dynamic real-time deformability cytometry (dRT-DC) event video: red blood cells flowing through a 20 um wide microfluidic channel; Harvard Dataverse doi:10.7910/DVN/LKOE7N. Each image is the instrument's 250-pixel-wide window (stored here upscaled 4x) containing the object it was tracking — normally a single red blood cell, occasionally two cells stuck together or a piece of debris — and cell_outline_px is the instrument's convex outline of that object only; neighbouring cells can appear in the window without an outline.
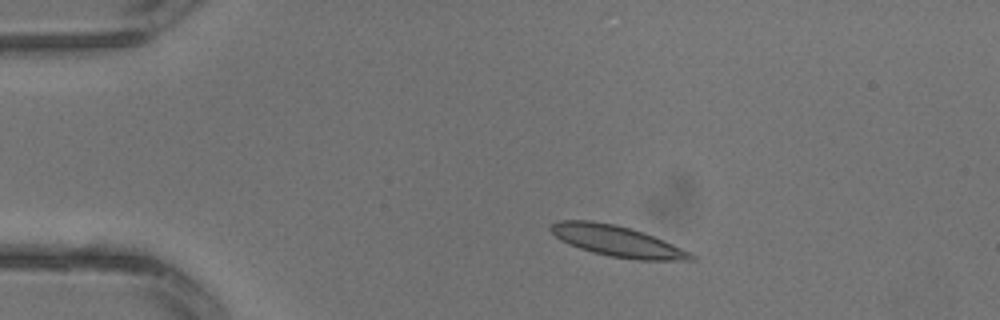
{"species": "common noctule bat (a hibernating species)", "species_latin": "Nyctalus noctula", "temperature_condition": "warm", "stored_images_in_passage": 4, "camera_frame_rate_fps": 3000, "um_per_image_px": 0.085, "animal": {"sex": "male", "body_mass_g": 13.3}, "frame": {"image": 1, "passage_image": 2, "time_ms": 0.333, "image_size_px": [1000, 320], "cell_outline_px": [[696, 260], [636, 260], [612, 256], [592, 252], [568, 244], [560, 240], [548, 228], [552, 224], [560, 220], [592, 220], [612, 224], [644, 232], [664, 240], [692, 252], [696, 256]], "centroid_in_image_um": [52.49, 20.5], "position_along_channel_um": 32.5, "area_um2": 25.2}}